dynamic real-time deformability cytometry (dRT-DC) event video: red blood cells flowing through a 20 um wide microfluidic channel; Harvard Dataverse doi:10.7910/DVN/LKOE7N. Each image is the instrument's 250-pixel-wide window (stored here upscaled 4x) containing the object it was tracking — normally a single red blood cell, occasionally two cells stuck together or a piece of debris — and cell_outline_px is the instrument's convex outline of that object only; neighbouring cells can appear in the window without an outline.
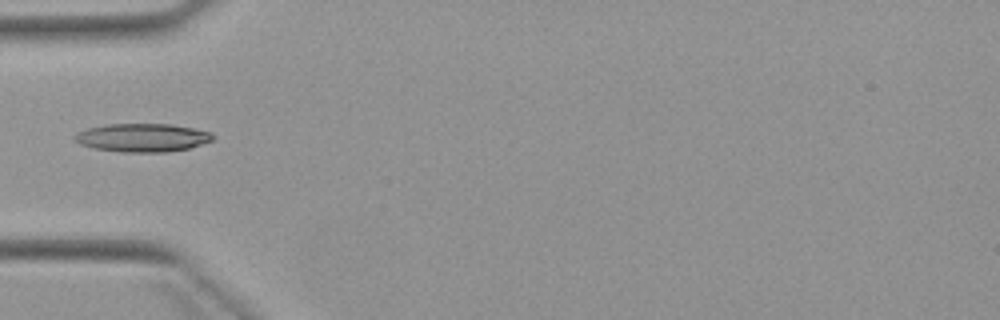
{"species": "Egyptian fruit bat (a non-hibernating species)", "species_latin": "Rousettus aegyptiacus", "temperature_condition": "warm", "stored_images_in_passage": 4, "camera_frame_rate_fps": 3000, "um_per_image_px": 0.085, "animal": {"sex": "female"}, "frame": {"image": 1, "passage_image": 4, "time_ms": 4.0, "image_size_px": [1000, 320], "cell_outline_px": [[212, 140], [188, 148], [168, 152], [124, 152], [92, 148], [80, 144], [72, 136], [88, 128], [108, 124], [172, 124], [212, 132]], "centroid_in_image_um": [12.09, 11.7], "position_along_channel_um": 72.9, "area_um2": 22.6}}